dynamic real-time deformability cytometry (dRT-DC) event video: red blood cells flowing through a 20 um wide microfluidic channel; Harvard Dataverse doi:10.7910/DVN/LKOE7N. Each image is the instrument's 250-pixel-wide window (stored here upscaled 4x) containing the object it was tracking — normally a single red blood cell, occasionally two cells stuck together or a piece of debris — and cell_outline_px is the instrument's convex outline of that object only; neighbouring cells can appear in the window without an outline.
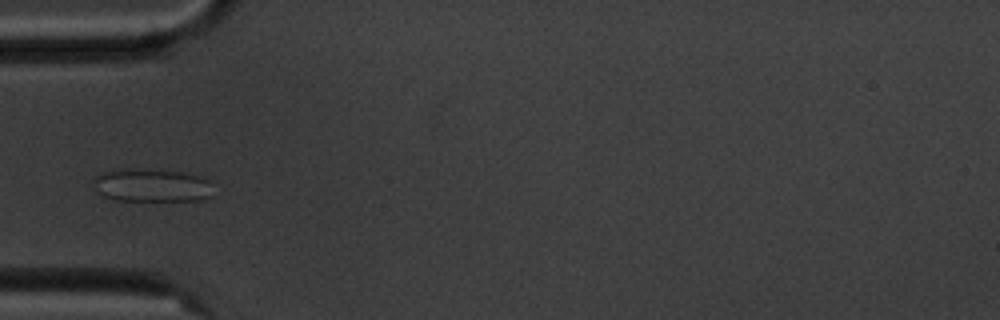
{"species": "common noctule bat (a hibernating species)", "species_latin": "Nyctalus noctula", "temperature_condition": "cold", "stored_images_in_passage": 9, "camera_frame_rate_fps": 3000, "um_per_image_px": 0.085, "animal": {"sex": "male", "body_mass_g": 20.1, "forearm_length_mm": 53.5}, "frame": {"image": 1, "passage_image": 3, "time_ms": 2.333, "image_size_px": [1000, 320], "cell_outline_px": [[212, 196], [200, 200], [120, 200], [104, 196], [100, 192], [96, 180], [96, 176], [100, 172], [116, 168], [148, 168], [180, 172], [200, 176], [208, 180]], "centroid_in_image_um": [12.92, 15.72], "position_along_channel_um": 72.1, "area_um2": 22.95}}
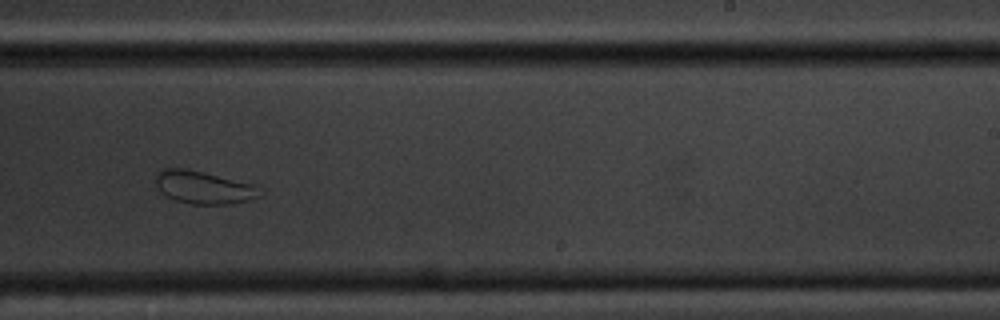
{"frame": {"image": 2, "passage_image": 8, "time_ms": 8.0, "image_size_px": [1000, 320], "cell_outline_px": [[264, 192], [260, 196], [248, 200], [228, 204], [192, 204], [176, 200], [160, 192], [156, 188], [156, 172], [160, 168], [184, 168], [256, 184]], "centroid_in_image_um": [17.32, 15.92], "position_along_channel_um": 271.7, "area_um2": 20.06}}
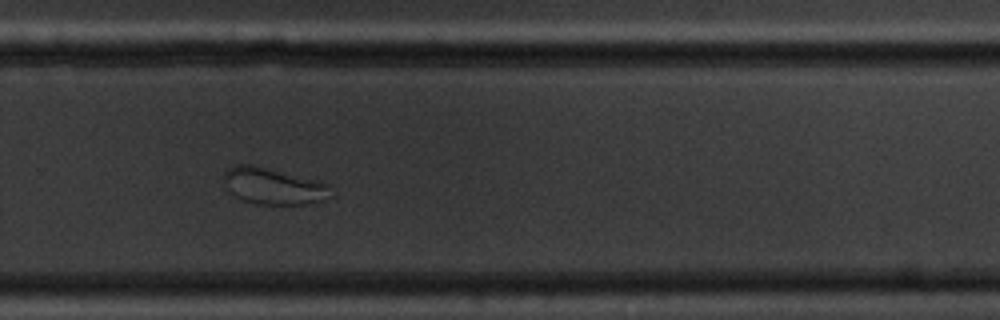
{"frame": {"image": 3, "passage_image": 9, "time_ms": 9.0, "image_size_px": [1000, 320], "cell_outline_px": [[332, 196], [324, 200], [308, 204], [256, 204], [244, 200], [236, 196], [228, 188], [224, 180], [224, 172], [228, 168], [236, 164], [252, 164], [332, 184]], "centroid_in_image_um": [23.3, 15.82], "position_along_channel_um": 306.5, "area_um2": 22.77}}